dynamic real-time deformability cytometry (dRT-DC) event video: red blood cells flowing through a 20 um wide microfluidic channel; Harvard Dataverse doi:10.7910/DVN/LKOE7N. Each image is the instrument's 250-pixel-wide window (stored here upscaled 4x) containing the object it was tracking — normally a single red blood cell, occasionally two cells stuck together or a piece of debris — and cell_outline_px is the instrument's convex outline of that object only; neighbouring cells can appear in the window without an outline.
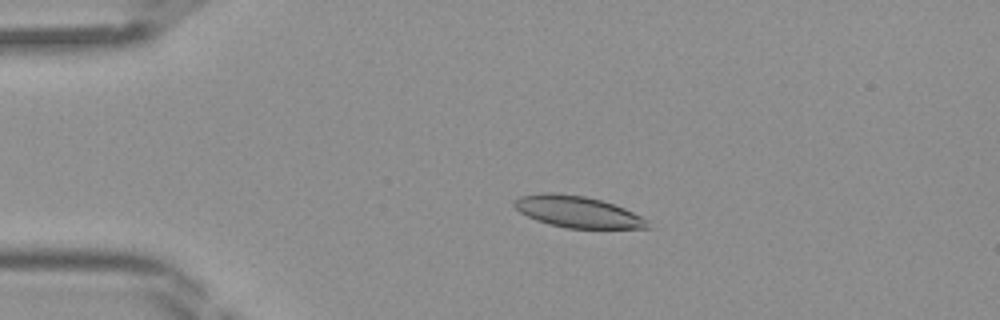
{"species": "Egyptian fruit bat (a non-hibernating species)", "species_latin": "Rousettus aegyptiacus", "temperature_condition": "room temperature", "stored_images_in_passage": 44, "camera_frame_rate_fps": 3000, "um_per_image_px": 0.085, "frame": {"image": 1, "passage_image": 10, "time_ms": 3.0, "image_size_px": [1000, 320], "cell_outline_px": [[652, 228], [568, 228], [548, 224], [536, 220], [520, 212], [512, 204], [512, 200], [520, 196], [540, 192], [556, 192], [584, 196], [600, 200], [624, 208], [648, 220]], "centroid_in_image_um": [49.05, 17.99], "position_along_channel_um": 36.0, "area_um2": 24.51}}
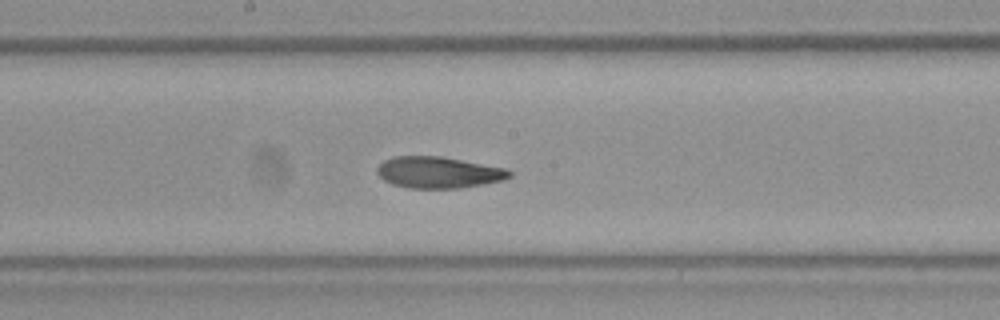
{"frame": {"image": 2, "passage_image": 24, "time_ms": 7.667, "image_size_px": [1000, 320], "cell_outline_px": [[512, 176], [504, 180], [456, 188], [408, 188], [392, 184], [384, 180], [376, 172], [376, 168], [384, 160], [392, 156], [440, 156], [508, 168], [512, 172]], "centroid_in_image_um": [37.27, 14.64], "position_along_channel_um": 210.9, "area_um2": 24.28}}
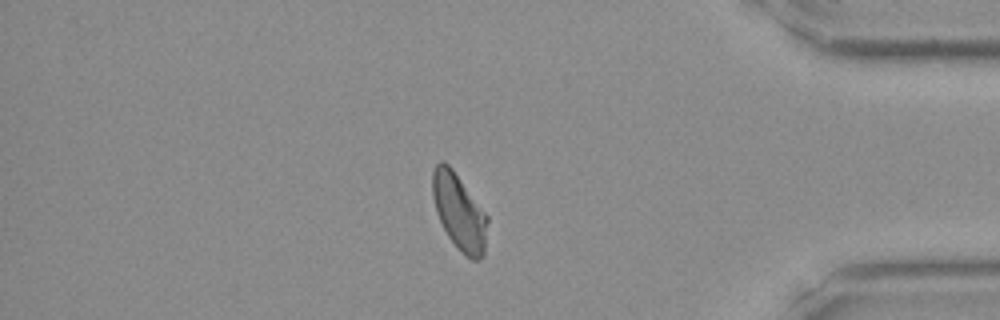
{"frame": {"image": 3, "passage_image": 38, "time_ms": 12.333, "image_size_px": [1000, 320], "cell_outline_px": [[488, 220], [484, 256], [480, 260], [472, 260], [464, 256], [456, 248], [448, 236], [436, 212], [432, 196], [432, 172], [436, 164], [440, 160], [444, 160], [452, 168], [488, 216]], "centroid_in_image_um": [39.03, 18.04], "position_along_channel_um": 396.2, "area_um2": 24.57}}